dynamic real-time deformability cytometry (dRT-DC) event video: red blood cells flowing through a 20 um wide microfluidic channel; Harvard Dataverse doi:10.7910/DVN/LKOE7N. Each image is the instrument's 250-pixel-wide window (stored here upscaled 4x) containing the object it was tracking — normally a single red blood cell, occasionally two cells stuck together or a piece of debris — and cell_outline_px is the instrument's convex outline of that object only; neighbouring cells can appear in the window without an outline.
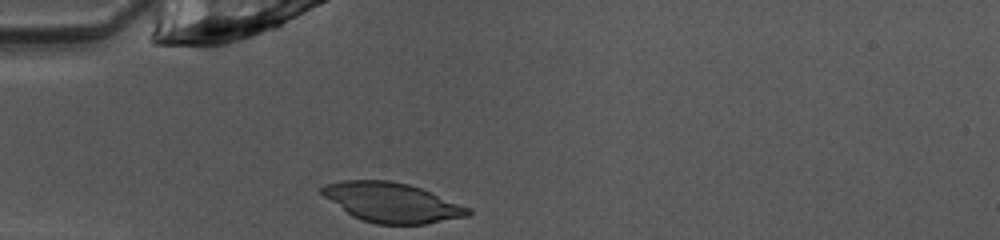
{"species": "common noctule bat (a hibernating species)", "species_latin": "Nyctalus noctula", "temperature_condition": "warm", "stored_images_in_passage": 36, "camera_frame_rate_fps": 3000, "um_per_image_px": 0.085, "animal": {"sex": "female", "body_mass_g": 10.0, "forearm_length_mm": 53.1}, "frame": {"image": 1, "passage_image": 1, "time_ms": 0.0, "image_size_px": [1000, 240], "cell_outline_px": [[472, 212], [468, 216], [424, 224], [376, 224], [360, 220], [352, 216], [324, 196], [320, 192], [320, 188], [328, 184], [344, 180], [388, 180], [408, 184], [420, 188], [472, 208]], "centroid_in_image_um": [33.33, 17.22], "position_along_channel_um": 51.7, "area_um2": 33.52}}
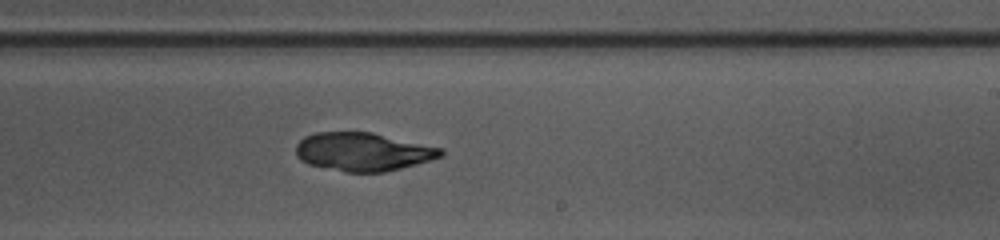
{"frame": {"image": 2, "passage_image": 17, "time_ms": 5.333, "image_size_px": [1000, 240], "cell_outline_px": [[444, 156], [432, 160], [384, 172], [344, 172], [308, 164], [300, 160], [296, 156], [296, 144], [304, 136], [316, 132], [372, 132], [444, 148]], "centroid_in_image_um": [30.87, 12.9], "position_along_channel_um": 258.1, "area_um2": 32.66}}
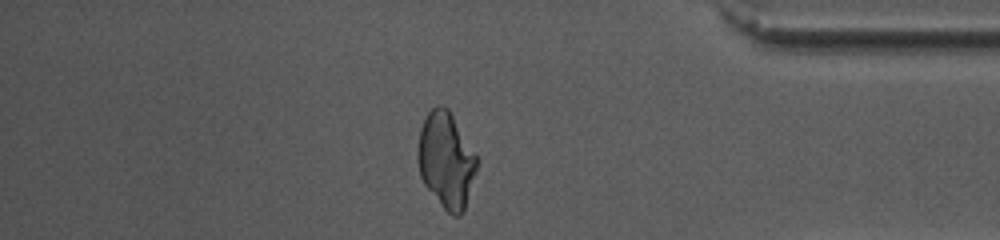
{"frame": {"image": 3, "passage_image": 29, "time_ms": 9.333, "image_size_px": [1000, 240], "cell_outline_px": [[476, 172], [464, 212], [460, 216], [452, 216], [440, 204], [424, 184], [420, 176], [416, 160], [416, 152], [420, 128], [428, 112], [436, 104], [440, 104], [448, 108], [476, 156]], "centroid_in_image_um": [37.88, 13.62], "position_along_channel_um": 397.3, "area_um2": 32.95}}